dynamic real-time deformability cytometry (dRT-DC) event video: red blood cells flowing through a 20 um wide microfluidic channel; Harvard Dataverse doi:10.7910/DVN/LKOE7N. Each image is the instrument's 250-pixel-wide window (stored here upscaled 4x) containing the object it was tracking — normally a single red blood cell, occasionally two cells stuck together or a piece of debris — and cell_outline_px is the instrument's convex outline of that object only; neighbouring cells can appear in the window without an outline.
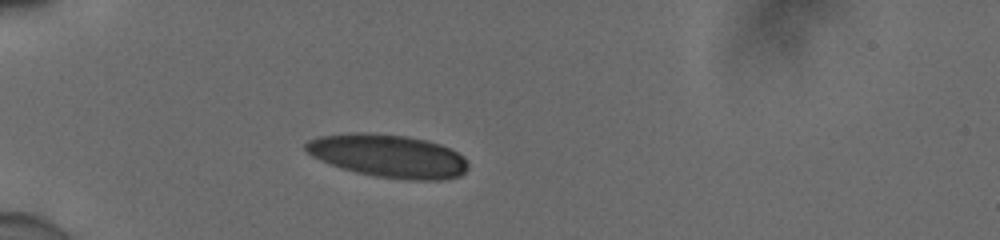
{"species": "human", "species_latin": "Homo sapiens", "temperature_condition": "cold", "stored_images_in_passage": 38, "camera_frame_rate_fps": 3000, "um_per_image_px": 0.085, "donor": {"sex": "male"}, "frame": {"image": 1, "passage_image": 1, "time_ms": 0.0, "image_size_px": [1000, 240], "cell_outline_px": [[468, 168], [460, 176], [444, 180], [408, 180], [376, 176], [356, 172], [320, 160], [312, 156], [304, 148], [304, 144], [308, 140], [320, 136], [352, 132], [364, 132], [404, 136], [424, 140], [440, 144], [452, 148], [464, 156], [468, 164]], "centroid_in_image_um": [33.03, 13.25], "position_along_channel_um": 52.0, "area_um2": 40.69}}
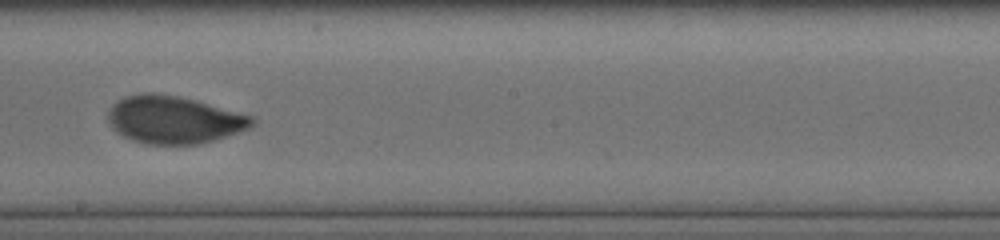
{"frame": {"image": 2, "passage_image": 17, "time_ms": 5.333, "image_size_px": [1000, 240], "cell_outline_px": [[256, 124], [252, 128], [240, 132], [212, 140], [196, 144], [144, 144], [132, 140], [116, 132], [112, 128], [108, 120], [108, 112], [112, 104], [116, 100], [124, 96], [144, 92], [152, 92], [180, 96], [196, 100], [256, 116]], "centroid_in_image_um": [14.81, 10.16], "position_along_channel_um": 233.4, "area_um2": 40.52}}
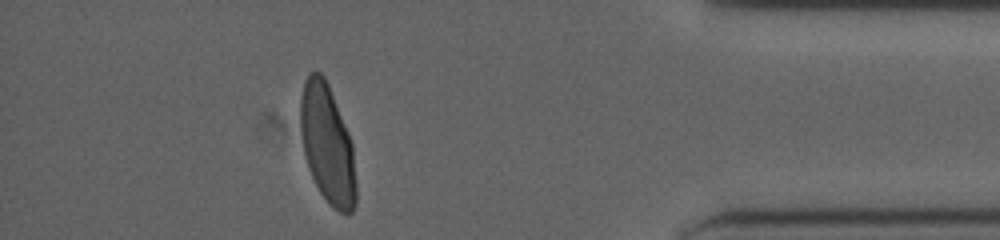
{"frame": {"image": 3, "passage_image": 33, "time_ms": 10.667, "image_size_px": [1000, 240], "cell_outline_px": [[356, 204], [352, 212], [348, 216], [332, 208], [328, 204], [320, 192], [308, 168], [304, 156], [300, 128], [300, 100], [304, 84], [308, 72], [320, 72], [324, 76], [328, 84], [348, 132], [352, 144], [356, 184]], "centroid_in_image_um": [27.82, 12.3], "position_along_channel_um": 407.4, "area_um2": 38.55}, "authors_computed_cell_mechanics": {"area_um2": 39.3329, "velocity_mm_per_s": 3.8946, "shape_relaxation_time_tau1_ms": 5.0418, "shape_relaxation_time_tau2_ms": null, "deformation_change_tau1": 0.1756, "deformation_change_tau2": null}}